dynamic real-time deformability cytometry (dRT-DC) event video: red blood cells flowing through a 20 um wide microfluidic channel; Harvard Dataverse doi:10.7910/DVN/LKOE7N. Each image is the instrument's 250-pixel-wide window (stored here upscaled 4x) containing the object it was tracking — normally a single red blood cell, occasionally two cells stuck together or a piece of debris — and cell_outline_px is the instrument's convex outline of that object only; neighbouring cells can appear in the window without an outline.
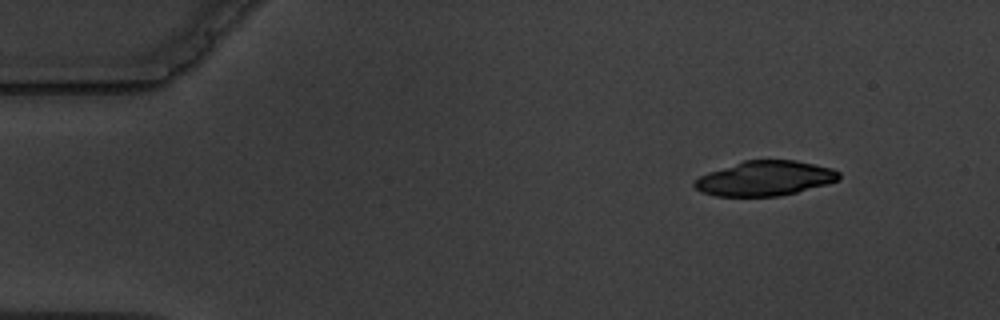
{"species": "common noctule bat (a hibernating species)", "species_latin": "Nyctalus noctula", "temperature_condition": "warm", "stored_images_in_passage": 5, "camera_frame_rate_fps": 3000, "um_per_image_px": 0.085, "animal": {"sex": "male", "body_mass_g": 19.5, "forearm_length_mm": 54.6}, "frame": {"image": 1, "passage_image": 1, "time_ms": 0.0, "image_size_px": [1000, 320], "cell_outline_px": [[840, 180], [796, 192], [780, 196], [716, 196], [700, 192], [692, 184], [700, 176], [708, 172], [744, 160], [796, 160], [832, 168], [840, 172]], "centroid_in_image_um": [65.02, 15.16], "position_along_channel_um": 20.0, "area_um2": 29.25}}